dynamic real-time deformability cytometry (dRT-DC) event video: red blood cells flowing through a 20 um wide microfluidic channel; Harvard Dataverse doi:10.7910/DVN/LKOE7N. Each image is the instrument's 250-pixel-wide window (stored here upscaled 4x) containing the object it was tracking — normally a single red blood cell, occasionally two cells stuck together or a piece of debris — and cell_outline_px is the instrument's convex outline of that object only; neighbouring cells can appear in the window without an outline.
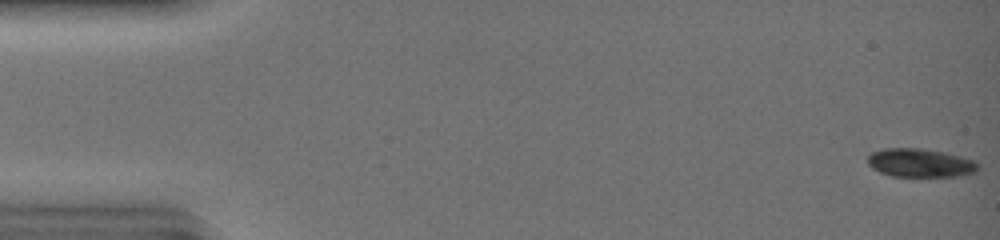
{"species": "common noctule bat (a hibernating species)", "species_latin": "Nyctalus noctula", "temperature_condition": "warm", "stored_images_in_passage": 31, "camera_frame_rate_fps": 3000, "um_per_image_px": 0.085, "animal": {"sex": "female", "body_mass_g": 19.0, "forearm_length_mm": 51.5}, "frame": {"image": 1, "passage_image": 1, "time_ms": 0.0, "image_size_px": [1000, 240], "cell_outline_px": [[976, 172], [956, 176], [892, 176], [880, 172], [872, 168], [868, 164], [868, 156], [872, 152], [884, 148], [920, 148], [944, 152], [960, 156], [972, 160], [976, 164]], "centroid_in_image_um": [78.16, 13.84], "position_along_channel_um": 6.8, "area_um2": 18.09}}
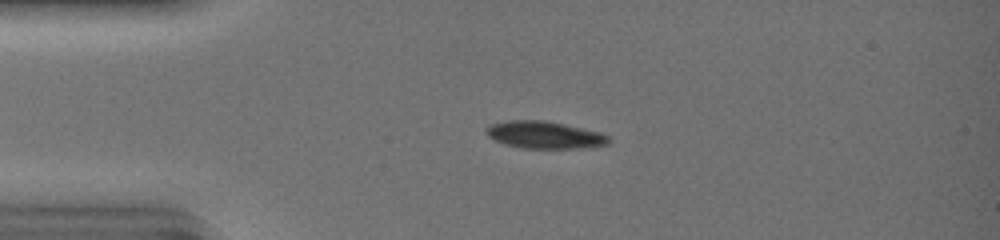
{"frame": {"image": 2, "passage_image": 12, "time_ms": 3.667, "image_size_px": [1000, 240], "cell_outline_px": [[608, 144], [580, 148], [520, 148], [504, 144], [488, 136], [484, 132], [484, 128], [492, 124], [508, 120], [544, 120], [564, 124], [600, 132], [608, 136]], "centroid_in_image_um": [46.23, 11.46], "position_along_channel_um": 38.8, "area_um2": 19.36}}
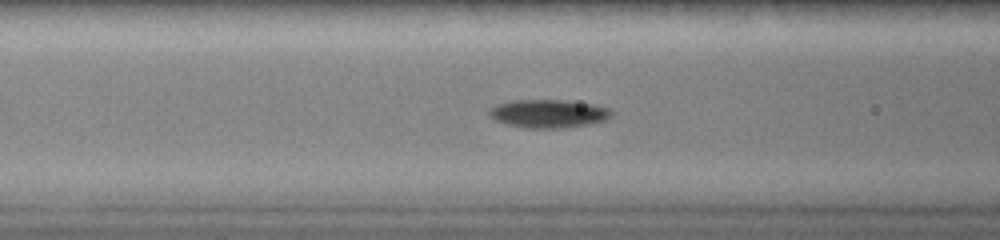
{"frame": {"image": 3, "passage_image": 20, "time_ms": 6.333, "image_size_px": [1000, 240], "cell_outline_px": [[612, 116], [604, 120], [588, 124], [564, 128], [524, 128], [508, 124], [496, 120], [488, 116], [488, 108], [496, 104], [512, 100], [564, 100], [592, 104], [608, 108], [612, 112]], "centroid_in_image_um": [46.57, 9.65], "position_along_channel_um": 120.0, "area_um2": 20.17}}